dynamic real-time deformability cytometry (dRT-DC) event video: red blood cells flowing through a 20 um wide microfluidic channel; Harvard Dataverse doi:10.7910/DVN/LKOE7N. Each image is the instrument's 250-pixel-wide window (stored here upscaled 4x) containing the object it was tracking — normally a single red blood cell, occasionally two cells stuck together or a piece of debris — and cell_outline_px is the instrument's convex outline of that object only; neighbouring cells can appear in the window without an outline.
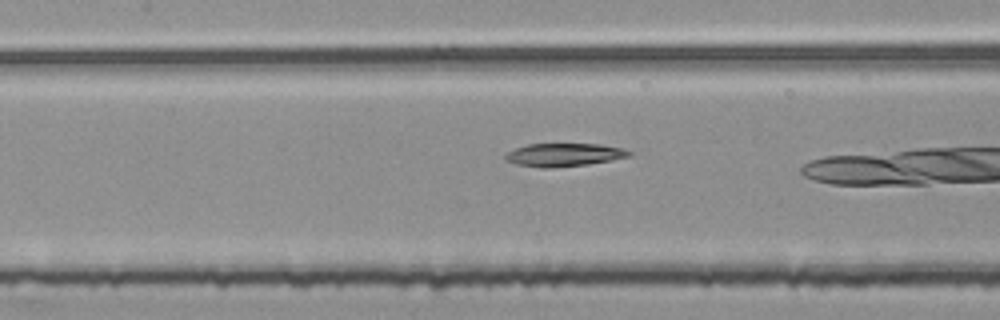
{"species": "common noctule bat (a hibernating species)", "species_latin": "Nyctalus noctula", "temperature_condition": "room temperature", "stored_images_in_passage": 39, "camera_frame_rate_fps": 3000, "um_per_image_px": 0.085, "animal": {"sex": "female", "body_mass_g": 25.1}, "frame": {"image": 1, "passage_image": 21, "time_ms": 6.667, "image_size_px": [1000, 320], "cell_outline_px": [[632, 156], [612, 160], [588, 164], [548, 168], [540, 168], [516, 164], [504, 160], [504, 152], [528, 144], [600, 144], [624, 148], [632, 152]], "centroid_in_image_um": [47.92, 13.16], "position_along_channel_um": 159.5, "area_um2": 16.88}}
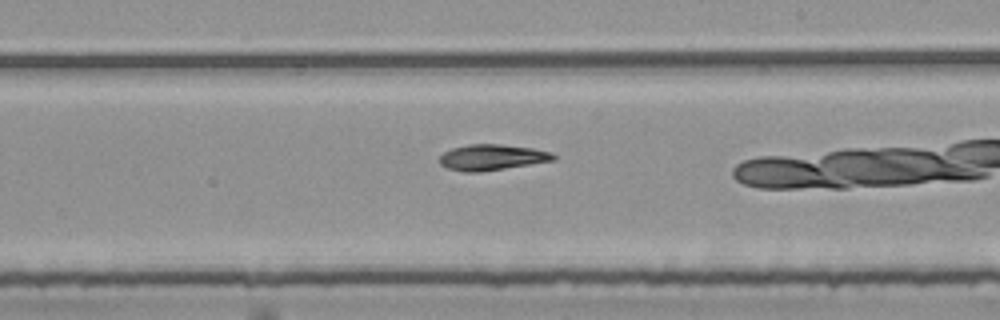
{"frame": {"image": 2, "passage_image": 28, "time_ms": 9.0, "image_size_px": [1000, 320], "cell_outline_px": [[556, 160], [480, 172], [464, 172], [448, 168], [440, 164], [440, 156], [444, 152], [452, 148], [468, 144], [500, 144], [532, 148], [552, 152], [556, 156]], "centroid_in_image_um": [41.83, 13.37], "position_along_channel_um": 247.2, "area_um2": 17.11}}
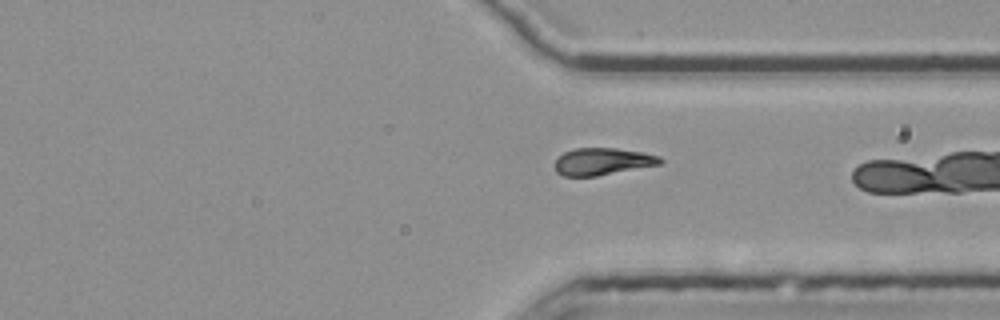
{"frame": {"image": 3, "passage_image": 37, "time_ms": 12.0, "image_size_px": [1000, 320], "cell_outline_px": [[664, 160], [660, 164], [596, 176], [564, 176], [556, 172], [556, 160], [564, 152], [576, 148], [616, 148], [644, 152], [660, 156]], "centroid_in_image_um": [51.24, 13.72], "position_along_channel_um": 360.2, "area_um2": 16.53}}